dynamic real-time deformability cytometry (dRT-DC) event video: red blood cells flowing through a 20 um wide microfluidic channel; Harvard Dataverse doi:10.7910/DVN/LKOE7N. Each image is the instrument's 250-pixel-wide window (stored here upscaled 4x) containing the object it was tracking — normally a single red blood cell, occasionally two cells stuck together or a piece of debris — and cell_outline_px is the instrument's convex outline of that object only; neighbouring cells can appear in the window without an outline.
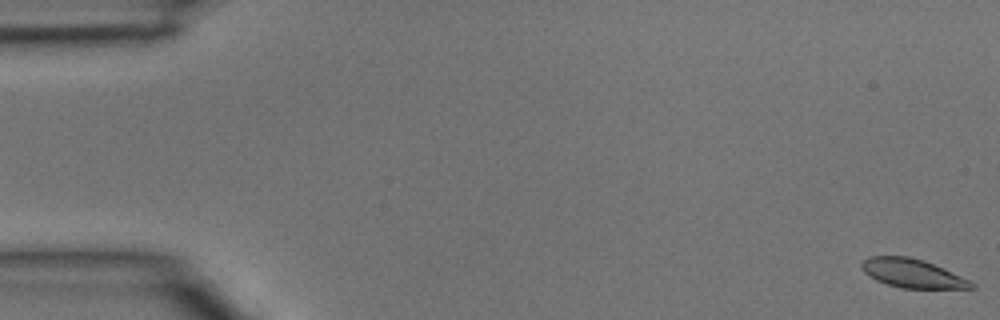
{"species": "common noctule bat (a hibernating species)", "species_latin": "Nyctalus noctula", "temperature_condition": "room temperature", "stored_images_in_passage": 46, "camera_frame_rate_fps": 3000, "um_per_image_px": 0.085, "animal": {"sex": "male", "body_mass_g": 15.6}, "frame": {"image": 1, "passage_image": 1, "time_ms": 0.0, "image_size_px": [1000, 320], "cell_outline_px": [[976, 288], [900, 288], [876, 280], [864, 272], [860, 268], [860, 264], [868, 256], [908, 256], [924, 260], [944, 268], [976, 284]], "centroid_in_image_um": [77.53, 23.22], "position_along_channel_um": 7.5, "area_um2": 18.32}}
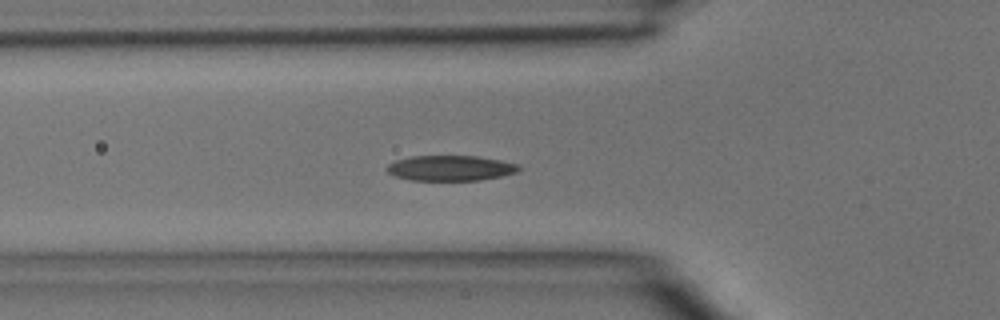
{"frame": {"image": 2, "passage_image": 16, "time_ms": 5.0, "image_size_px": [1000, 320], "cell_outline_px": [[520, 168], [516, 172], [500, 176], [480, 180], [412, 180], [396, 176], [388, 172], [384, 168], [388, 164], [396, 160], [412, 156], [476, 156], [500, 160], [520, 164]], "centroid_in_image_um": [38.28, 14.28], "position_along_channel_um": 87.5, "area_um2": 19.36}}
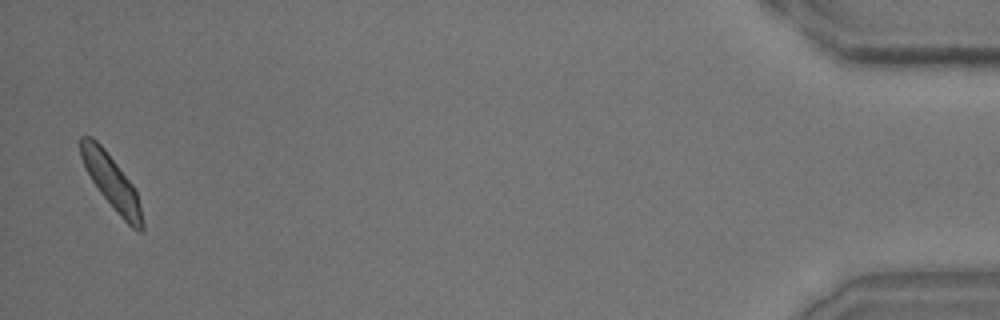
{"frame": {"image": 3, "passage_image": 45, "time_ms": 14.667, "image_size_px": [1000, 320], "cell_outline_px": [[144, 232], [140, 232], [132, 228], [120, 216], [100, 192], [92, 180], [80, 156], [80, 136], [92, 136], [104, 148], [132, 184], [136, 192], [140, 204], [144, 224]], "centroid_in_image_um": [9.5, 15.49], "position_along_channel_um": 425.7, "area_um2": 19.02}}